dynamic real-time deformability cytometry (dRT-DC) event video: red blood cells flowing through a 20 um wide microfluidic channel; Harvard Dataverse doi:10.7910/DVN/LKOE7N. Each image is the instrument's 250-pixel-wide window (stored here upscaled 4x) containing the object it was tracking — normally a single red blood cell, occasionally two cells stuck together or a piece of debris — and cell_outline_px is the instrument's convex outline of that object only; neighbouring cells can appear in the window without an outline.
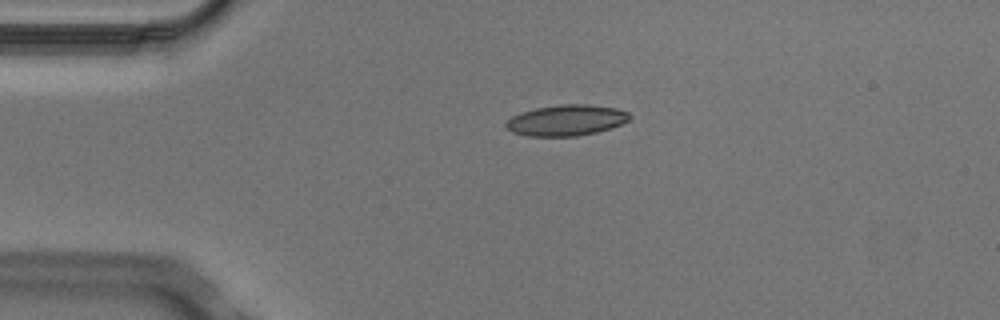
{"species": "Egyptian fruit bat (a non-hibernating species)", "species_latin": "Rousettus aegyptiacus", "temperature_condition": "cold", "stored_images_in_passage": 3, "camera_frame_rate_fps": 3000, "um_per_image_px": 0.085, "animal": {"sex": "male"}, "frame": {"image": 1, "passage_image": 2, "time_ms": 0.333, "image_size_px": [1000, 320], "cell_outline_px": [[632, 116], [628, 120], [612, 128], [596, 132], [576, 136], [528, 136], [512, 132], [504, 128], [504, 124], [512, 116], [520, 112], [536, 108], [564, 104], [588, 104], [616, 108], [628, 112]], "centroid_in_image_um": [48.12, 10.22], "position_along_channel_um": 36.9, "area_um2": 22.31}}